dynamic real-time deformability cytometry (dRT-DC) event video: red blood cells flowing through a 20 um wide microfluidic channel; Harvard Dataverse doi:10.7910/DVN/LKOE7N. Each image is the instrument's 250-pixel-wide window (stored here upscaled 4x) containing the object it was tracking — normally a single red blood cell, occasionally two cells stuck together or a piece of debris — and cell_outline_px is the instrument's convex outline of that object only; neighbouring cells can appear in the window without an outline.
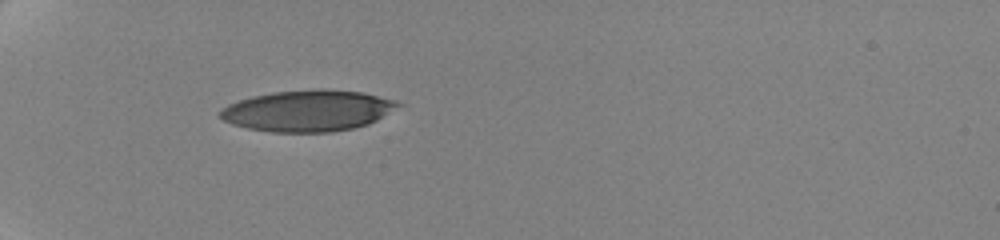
{"species": "human", "species_latin": "Homo sapiens", "temperature_condition": "cold", "stored_images_in_passage": 32, "camera_frame_rate_fps": 3000, "um_per_image_px": 0.085, "donor": {"sex": "female"}, "frame": {"image": 1, "passage_image": 5, "time_ms": 1.667, "image_size_px": [1000, 240], "cell_outline_px": [[404, 104], [376, 120], [368, 124], [352, 128], [332, 132], [272, 132], [248, 128], [232, 124], [224, 120], [220, 116], [220, 112], [228, 104], [252, 96], [272, 92], [320, 88], [324, 88], [360, 92], [396, 100]], "centroid_in_image_um": [26.19, 9.4], "position_along_channel_um": 58.8, "area_um2": 42.66}}